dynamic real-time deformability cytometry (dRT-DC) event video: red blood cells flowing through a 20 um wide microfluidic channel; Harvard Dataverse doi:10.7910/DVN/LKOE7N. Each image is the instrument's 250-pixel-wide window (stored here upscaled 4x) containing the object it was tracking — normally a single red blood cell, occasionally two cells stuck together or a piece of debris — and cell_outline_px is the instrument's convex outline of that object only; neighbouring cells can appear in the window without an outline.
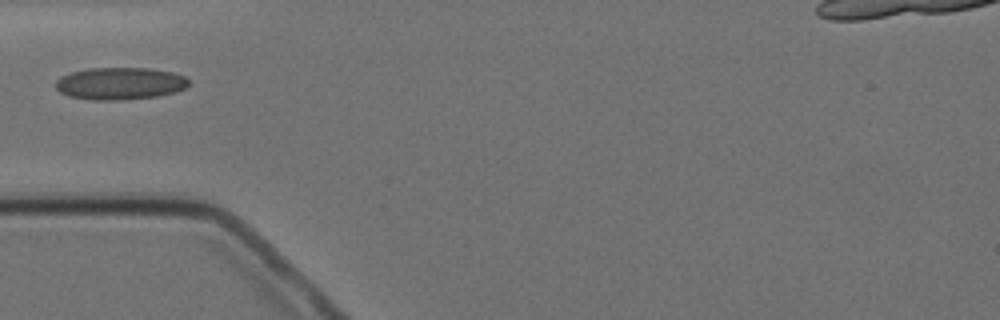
{"species": "Egyptian fruit bat (a non-hibernating species)", "species_latin": "Rousettus aegyptiacus", "temperature_condition": "cold", "stored_images_in_passage": 1, "camera_frame_rate_fps": 3000, "um_per_image_px": 0.085, "animal": {"sex": "female"}, "frame": {"image": 1, "passage_image": 1, "time_ms": 0.0, "image_size_px": [1000, 320], "cell_outline_px": [[188, 84], [184, 88], [176, 92], [156, 96], [120, 100], [92, 100], [68, 96], [60, 92], [56, 88], [56, 80], [60, 76], [72, 72], [88, 68], [148, 68], [172, 72], [184, 76], [188, 80]], "centroid_in_image_um": [10.17, 7.09], "position_along_channel_um": 74.8, "area_um2": 24.97}}